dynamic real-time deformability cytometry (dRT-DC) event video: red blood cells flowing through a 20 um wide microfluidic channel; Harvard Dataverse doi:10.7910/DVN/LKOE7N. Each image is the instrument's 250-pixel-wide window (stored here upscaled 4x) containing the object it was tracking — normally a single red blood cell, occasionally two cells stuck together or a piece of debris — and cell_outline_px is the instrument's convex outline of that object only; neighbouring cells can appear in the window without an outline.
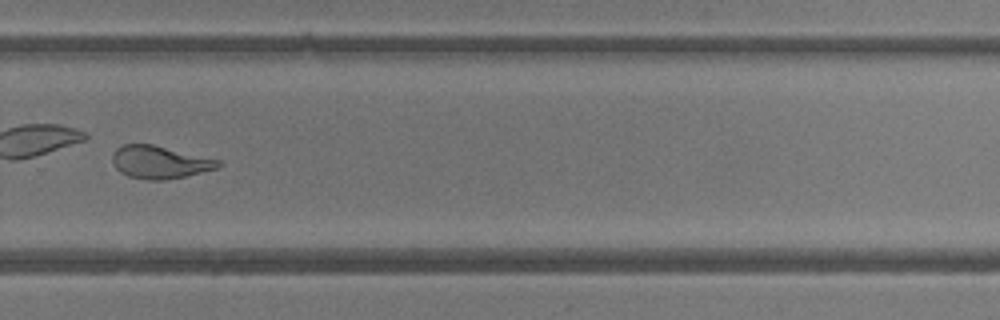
{"species": "common noctule bat (a hibernating species)", "species_latin": "Nyctalus noctula", "temperature_condition": "room temperature", "stored_images_in_passage": 32, "camera_frame_rate_fps": 3000, "um_per_image_px": 0.085, "animal": {"sex": "female"}, "frame": {"image": 1, "passage_image": 19, "time_ms": 6.0, "image_size_px": [1000, 320], "cell_outline_px": [[224, 164], [216, 168], [184, 176], [164, 180], [148, 180], [128, 176], [120, 172], [116, 168], [112, 160], [112, 152], [116, 148], [124, 144], [152, 144], [220, 160]], "centroid_in_image_um": [13.55, 13.78], "position_along_channel_um": 316.3, "area_um2": 20.06}, "authors_computed_cell_mechanics": {"area_um2": 20.7502, "velocity_mm_per_s": 4.2247, "shape_relaxation_time_tau1_ms": 5.7601, "shape_relaxation_time_tau2_ms": 1.67, "deformation_change_tau1": 0.1925, "deformation_change_tau2": 0.0865}}